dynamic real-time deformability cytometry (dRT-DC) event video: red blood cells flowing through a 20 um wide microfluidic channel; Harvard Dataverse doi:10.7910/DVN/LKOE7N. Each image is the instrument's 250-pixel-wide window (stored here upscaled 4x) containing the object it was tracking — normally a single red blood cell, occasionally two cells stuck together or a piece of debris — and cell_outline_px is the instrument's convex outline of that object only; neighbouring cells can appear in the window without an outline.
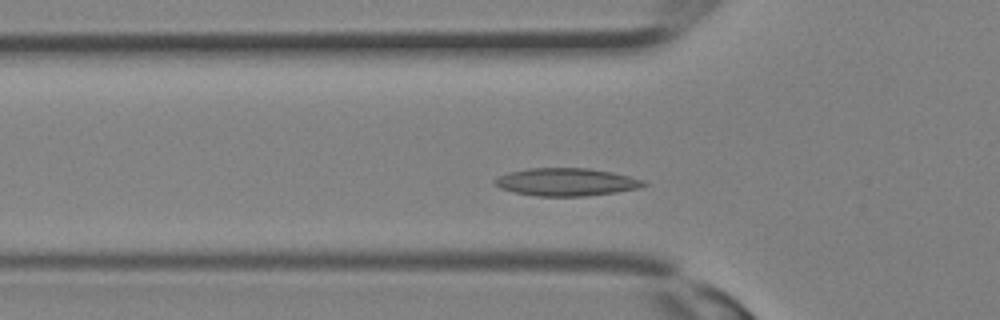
{"species": "Egyptian fruit bat (a non-hibernating species)", "species_latin": "Rousettus aegyptiacus", "temperature_condition": "room temperature", "stored_images_in_passage": 7, "camera_frame_rate_fps": 3000, "um_per_image_px": 0.085, "animal": {"sex": "female"}, "frame": {"image": 1, "passage_image": 6, "time_ms": 1.667, "image_size_px": [1000, 320], "cell_outline_px": [[648, 184], [640, 188], [616, 192], [584, 196], [536, 196], [512, 192], [500, 188], [492, 180], [508, 172], [528, 168], [588, 168], [612, 172], [644, 180]], "centroid_in_image_um": [48.13, 15.47], "position_along_channel_um": 77.7, "area_um2": 24.1}}